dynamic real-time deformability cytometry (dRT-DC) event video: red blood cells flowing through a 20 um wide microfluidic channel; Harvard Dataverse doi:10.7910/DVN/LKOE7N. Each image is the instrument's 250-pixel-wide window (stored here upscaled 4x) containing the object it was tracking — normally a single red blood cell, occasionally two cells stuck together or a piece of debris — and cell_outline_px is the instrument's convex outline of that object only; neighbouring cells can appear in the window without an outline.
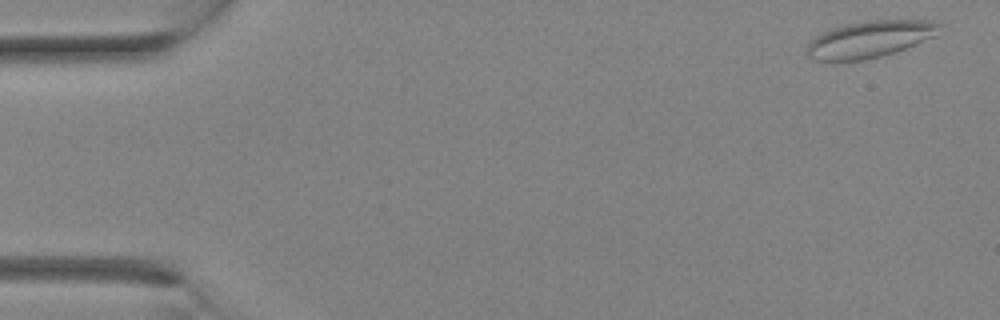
{"species": "Egyptian fruit bat (a non-hibernating species)", "species_latin": "Rousettus aegyptiacus", "temperature_condition": "room temperature", "stored_images_in_passage": 21, "camera_frame_rate_fps": 3000, "um_per_image_px": 0.085, "animal": {"sex": "female"}, "frame": {"image": 1, "passage_image": 2, "time_ms": 0.333, "image_size_px": [1000, 320], "cell_outline_px": [[944, 24], [936, 36], [896, 52], [864, 60], [812, 60], [808, 56], [808, 44], [816, 36], [832, 28], [848, 24], [868, 20], [924, 20]], "centroid_in_image_um": [73.99, 3.33], "position_along_channel_um": 11.0, "area_um2": 28.15}}
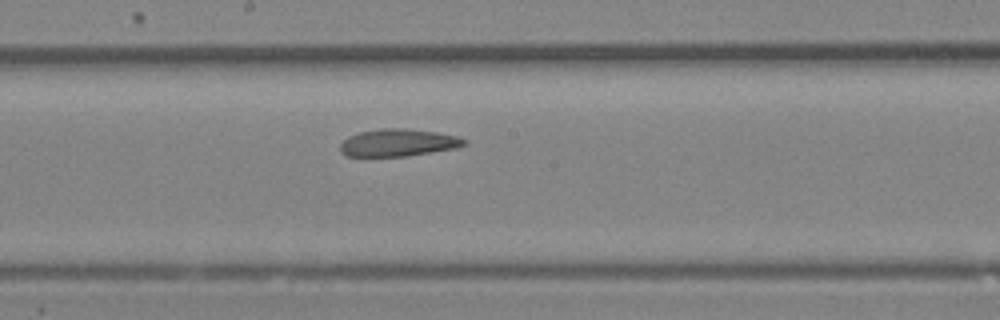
{"frame": {"image": 2, "passage_image": 17, "time_ms": 5.333, "image_size_px": [1000, 320], "cell_outline_px": [[468, 144], [456, 148], [404, 156], [348, 156], [340, 152], [340, 144], [348, 136], [360, 132], [380, 128], [404, 128], [436, 132], [456, 136], [468, 140]], "centroid_in_image_um": [33.85, 12.12], "position_along_channel_um": 214.4, "area_um2": 19.71}}
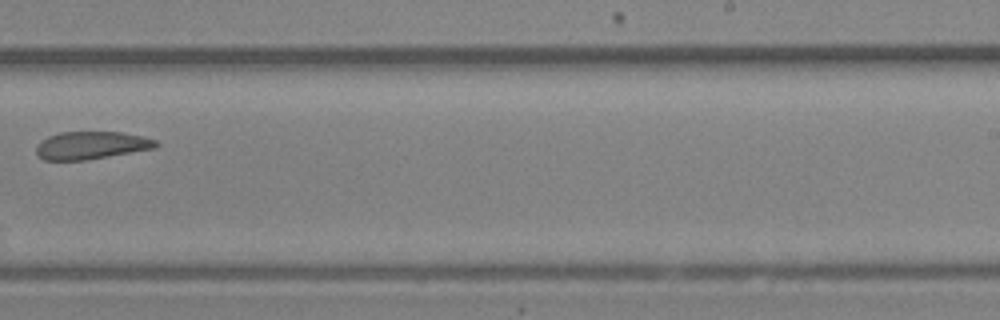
{"frame": {"image": 3, "passage_image": 20, "time_ms": 6.333, "image_size_px": [1000, 320], "cell_outline_px": [[160, 144], [156, 148], [88, 160], [44, 160], [36, 152], [36, 148], [48, 136], [60, 132], [120, 132], [140, 136], [156, 140]], "centroid_in_image_um": [7.8, 12.36], "position_along_channel_um": 281.2, "area_um2": 19.19}}